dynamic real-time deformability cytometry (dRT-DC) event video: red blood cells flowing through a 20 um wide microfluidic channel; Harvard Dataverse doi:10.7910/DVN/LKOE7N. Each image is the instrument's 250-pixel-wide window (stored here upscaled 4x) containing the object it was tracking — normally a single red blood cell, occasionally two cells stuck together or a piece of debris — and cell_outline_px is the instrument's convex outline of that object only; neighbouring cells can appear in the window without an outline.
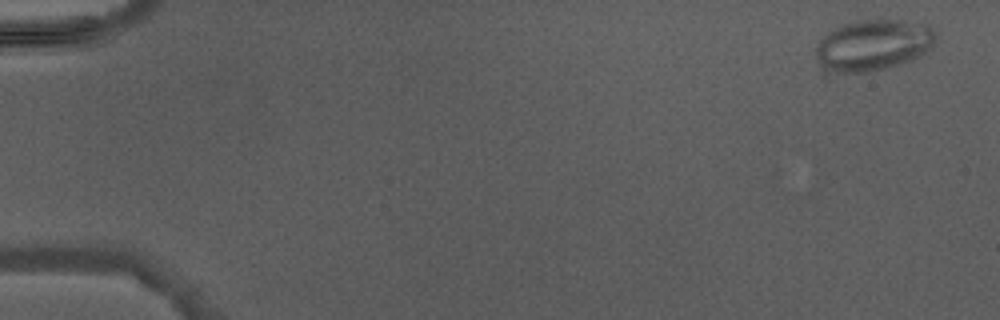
{"species": "Egyptian fruit bat (a non-hibernating species)", "species_latin": "Rousettus aegyptiacus", "temperature_condition": "warm", "stored_images_in_passage": 3, "camera_frame_rate_fps": 3000, "um_per_image_px": 0.085, "animal": {"sex": "male"}, "frame": {"image": 1, "passage_image": 1, "time_ms": 0.0, "image_size_px": [1000, 320], "cell_outline_px": [[936, 40], [932, 48], [912, 60], [884, 68], [868, 72], [836, 72], [824, 64], [816, 56], [816, 44], [828, 32], [840, 24], [856, 20], [904, 20], [928, 24], [936, 32]], "centroid_in_image_um": [74.29, 3.79], "position_along_channel_um": 10.7, "area_um2": 35.49}}